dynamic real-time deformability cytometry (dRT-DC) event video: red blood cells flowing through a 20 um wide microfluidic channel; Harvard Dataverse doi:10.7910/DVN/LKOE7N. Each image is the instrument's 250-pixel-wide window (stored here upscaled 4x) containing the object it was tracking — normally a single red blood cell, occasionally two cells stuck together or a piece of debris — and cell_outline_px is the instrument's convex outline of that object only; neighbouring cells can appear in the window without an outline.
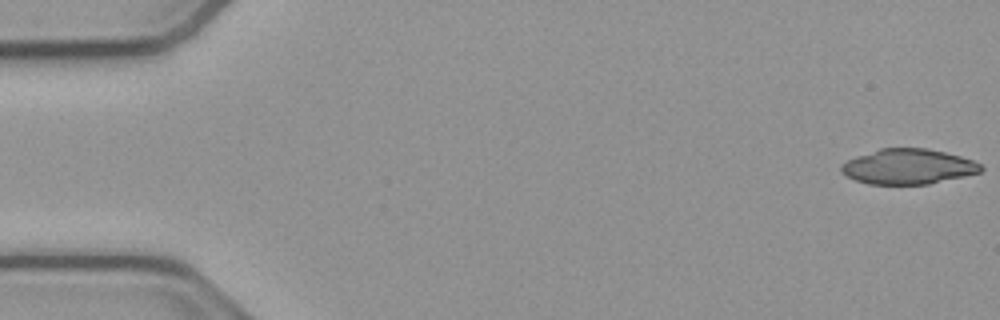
{"species": "common noctule bat (a hibernating species)", "species_latin": "Nyctalus noctula", "temperature_condition": "cold", "stored_images_in_passage": 53, "camera_frame_rate_fps": 3000, "um_per_image_px": 0.085, "animal": {"sex": "male", "body_mass_g": 23.1, "forearm_length_mm": 52.7}, "frame": {"image": 1, "passage_image": 1, "time_ms": 0.0, "image_size_px": [1000, 320], "cell_outline_px": [[984, 168], [980, 172], [964, 176], [928, 184], [868, 184], [856, 180], [840, 172], [840, 164], [856, 156], [880, 148], [928, 148], [960, 156], [972, 160], [980, 164]], "centroid_in_image_um": [77.17, 14.15], "position_along_channel_um": 7.8, "area_um2": 28.55}}